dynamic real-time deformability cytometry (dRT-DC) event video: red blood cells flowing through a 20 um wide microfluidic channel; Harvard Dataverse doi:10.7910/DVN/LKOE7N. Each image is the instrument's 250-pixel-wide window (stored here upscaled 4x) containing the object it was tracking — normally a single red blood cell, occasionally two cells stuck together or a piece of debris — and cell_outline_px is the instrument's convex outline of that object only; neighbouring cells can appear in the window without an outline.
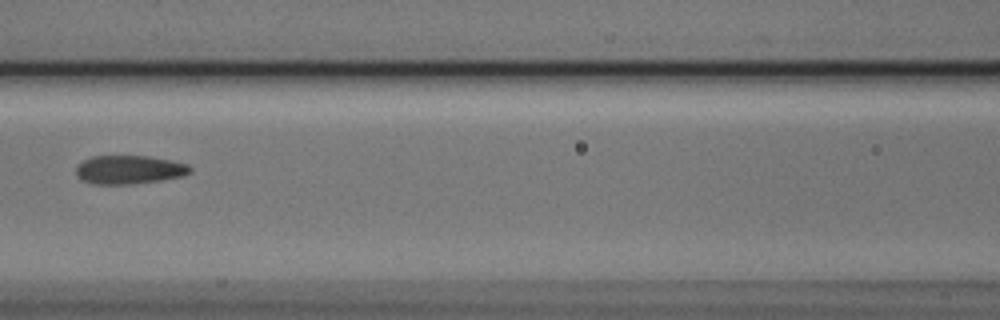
{"species": "Egyptian fruit bat (a non-hibernating species)", "species_latin": "Rousettus aegyptiacus", "temperature_condition": "cold", "stored_images_in_passage": 4, "camera_frame_rate_fps": 3000, "um_per_image_px": 0.085, "animal": {"sex": "male"}, "frame": {"image": 1, "passage_image": 4, "time_ms": 1.0, "image_size_px": [1000, 320], "cell_outline_px": [[192, 172], [184, 176], [160, 180], [132, 184], [92, 184], [80, 180], [76, 176], [76, 168], [84, 160], [92, 156], [148, 156], [172, 160], [188, 164], [192, 168]], "centroid_in_image_um": [11.0, 14.43], "position_along_channel_um": 155.6, "area_um2": 19.19}}